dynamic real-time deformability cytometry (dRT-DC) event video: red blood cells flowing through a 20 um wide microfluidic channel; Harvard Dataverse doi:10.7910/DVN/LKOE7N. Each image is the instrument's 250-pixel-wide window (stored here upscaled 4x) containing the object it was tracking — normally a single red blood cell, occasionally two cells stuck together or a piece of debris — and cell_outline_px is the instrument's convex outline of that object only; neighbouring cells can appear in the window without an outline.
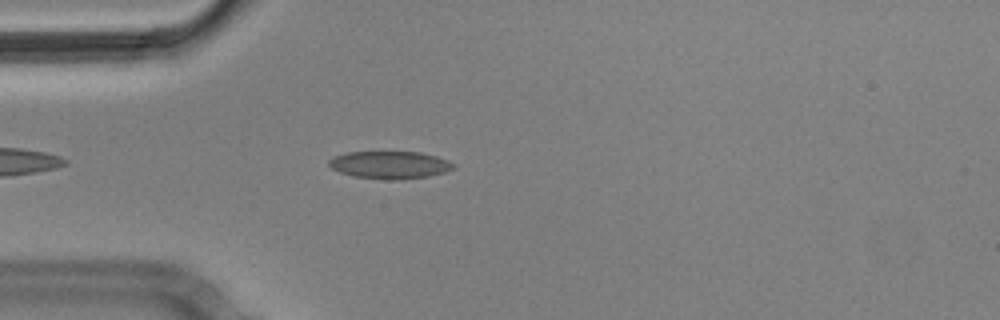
{"species": "Egyptian fruit bat (a non-hibernating species)", "species_latin": "Rousettus aegyptiacus", "temperature_condition": "cold", "stored_images_in_passage": 4, "camera_frame_rate_fps": 3000, "um_per_image_px": 0.085, "animal": {"sex": "male"}, "frame": {"image": 1, "passage_image": 4, "time_ms": 1.0, "image_size_px": [1000, 320], "cell_outline_px": [[456, 168], [444, 172], [428, 176], [396, 180], [384, 180], [352, 176], [340, 172], [332, 168], [328, 164], [328, 160], [336, 156], [348, 152], [420, 152], [436, 156], [448, 160], [456, 164]], "centroid_in_image_um": [33.16, 14.02], "position_along_channel_um": 51.8, "area_um2": 20.06}}